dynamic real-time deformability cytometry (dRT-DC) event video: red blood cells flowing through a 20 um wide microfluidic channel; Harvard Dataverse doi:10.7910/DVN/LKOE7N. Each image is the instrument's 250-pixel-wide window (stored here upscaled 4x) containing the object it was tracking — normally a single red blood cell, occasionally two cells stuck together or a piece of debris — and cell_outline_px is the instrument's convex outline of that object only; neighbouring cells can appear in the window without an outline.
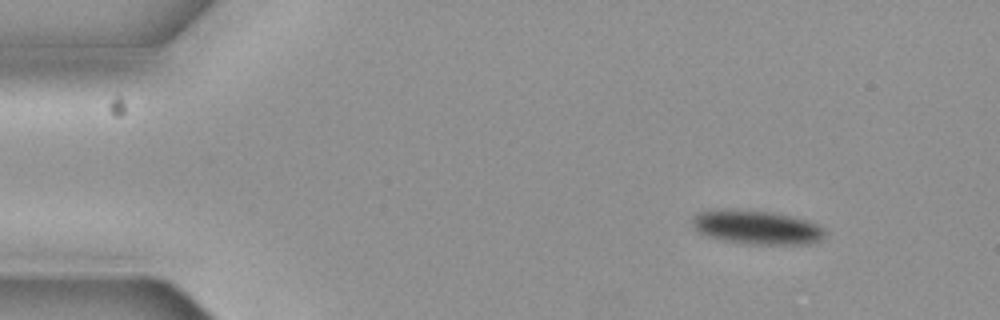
{"species": "common noctule bat (a hibernating species)", "species_latin": "Nyctalus noctula", "temperature_condition": "cold", "stored_images_in_passage": 5, "camera_frame_rate_fps": 3000, "um_per_image_px": 0.085, "animal": {"sex": "female", "body_mass_g": 19.3, "forearm_length_mm": 54.1}, "frame": {"image": 1, "passage_image": 2, "time_ms": 0.333, "image_size_px": [1000, 320], "cell_outline_px": [[824, 236], [820, 240], [808, 244], [748, 244], [724, 240], [708, 236], [696, 232], [692, 224], [692, 220], [700, 212], [772, 212], [808, 220], [824, 228]], "centroid_in_image_um": [64.39, 19.38], "position_along_channel_um": 20.6, "area_um2": 25.14}}
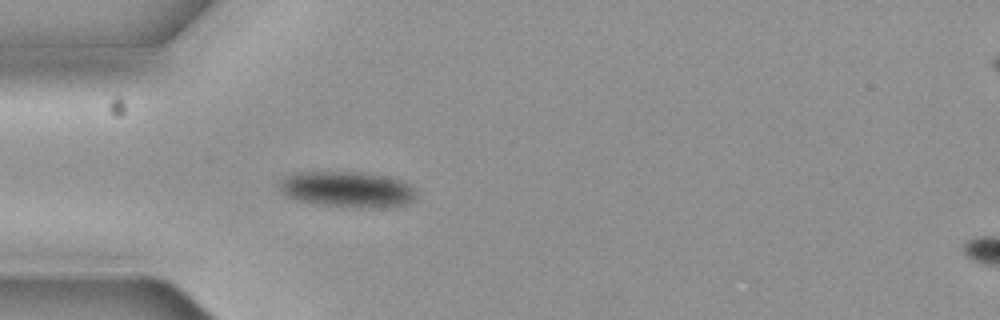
{"frame": {"image": 2, "passage_image": 5, "time_ms": 1.333, "image_size_px": [1000, 320], "cell_outline_px": [[412, 200], [408, 204], [380, 208], [372, 208], [316, 204], [296, 200], [280, 192], [276, 184], [284, 176], [296, 172], [360, 172], [384, 176], [400, 180], [408, 184], [412, 188]], "centroid_in_image_um": [29.41, 16.09], "position_along_channel_um": 55.6, "area_um2": 28.5}}